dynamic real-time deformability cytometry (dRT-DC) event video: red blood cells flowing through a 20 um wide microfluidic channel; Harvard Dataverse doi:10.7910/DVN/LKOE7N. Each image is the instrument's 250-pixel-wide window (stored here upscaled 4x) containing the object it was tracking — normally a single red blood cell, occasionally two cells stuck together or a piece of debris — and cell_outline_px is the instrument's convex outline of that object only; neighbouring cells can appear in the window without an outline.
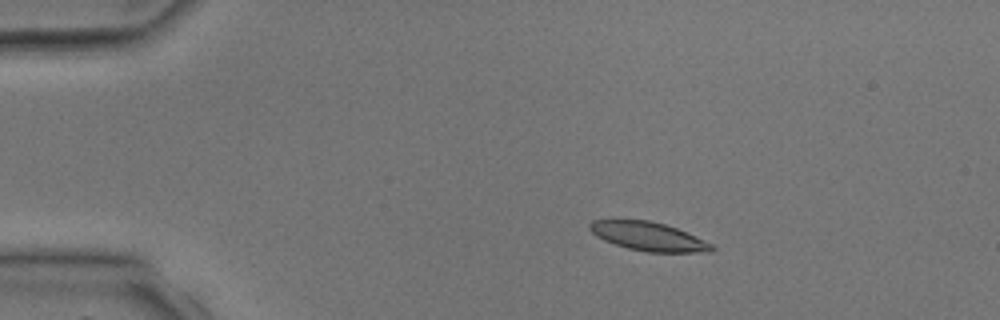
{"species": "common noctule bat (a hibernating species)", "species_latin": "Nyctalus noctula", "temperature_condition": "room temperature", "stored_images_in_passage": 2, "camera_frame_rate_fps": 3000, "um_per_image_px": 0.085, "animal": {"sex": "male", "body_mass_g": 17.9, "forearm_length_mm": 54.2}, "frame": {"image": 1, "passage_image": 1, "time_ms": 0.0, "image_size_px": [1000, 320], "cell_outline_px": [[716, 248], [712, 252], [648, 252], [628, 248], [604, 240], [596, 236], [588, 228], [588, 224], [592, 220], [616, 216], [648, 220], [664, 224], [676, 228], [712, 244]], "centroid_in_image_um": [55.0, 20.04], "position_along_channel_um": 30.0, "area_um2": 20.98}}